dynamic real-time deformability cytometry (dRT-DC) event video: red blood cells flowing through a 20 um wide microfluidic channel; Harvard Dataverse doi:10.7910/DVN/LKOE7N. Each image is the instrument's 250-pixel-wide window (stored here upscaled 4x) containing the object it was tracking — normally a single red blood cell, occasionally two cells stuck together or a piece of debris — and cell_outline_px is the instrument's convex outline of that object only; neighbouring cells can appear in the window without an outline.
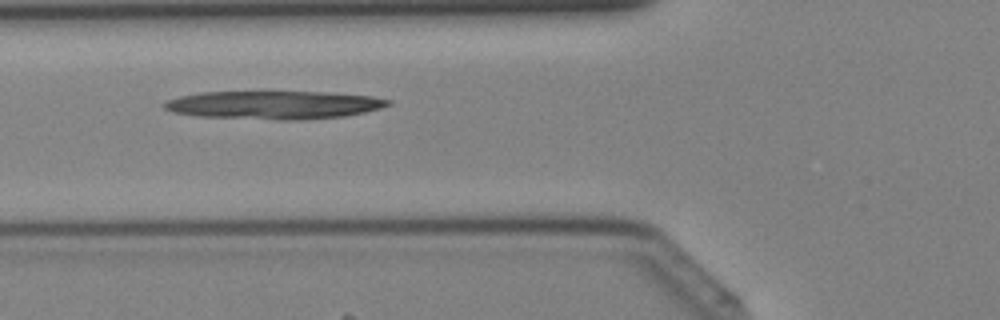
{"species": "Egyptian fruit bat (a non-hibernating species)", "species_latin": "Rousettus aegyptiacus", "temperature_condition": "cold", "stored_images_in_passage": 26, "camera_frame_rate_fps": 3000, "um_per_image_px": 0.085, "animal": {"sex": "female"}, "frame": {"image": 1, "passage_image": 3, "time_ms": 0.667, "image_size_px": [1000, 320], "cell_outline_px": [[392, 104], [380, 108], [364, 112], [344, 116], [300, 120], [276, 120], [200, 116], [172, 112], [164, 108], [160, 104], [168, 100], [180, 96], [200, 92], [328, 92], [372, 96], [392, 100]], "centroid_in_image_um": [23.29, 8.92], "position_along_channel_um": 102.5, "area_um2": 36.88}}
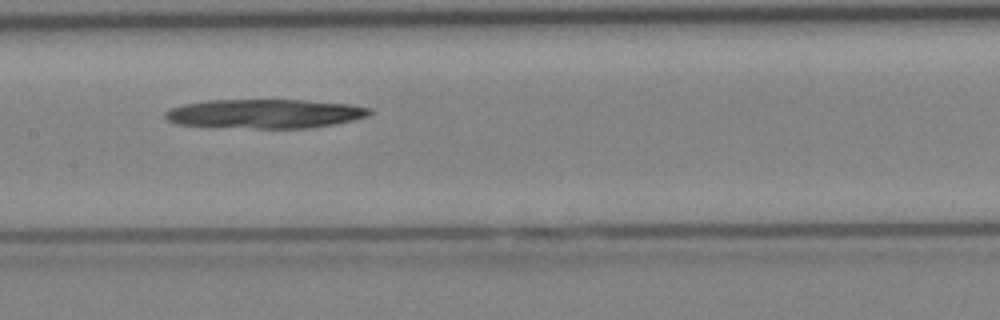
{"frame": {"image": 2, "passage_image": 8, "time_ms": 2.333, "image_size_px": [1000, 320], "cell_outline_px": [[372, 112], [368, 116], [352, 120], [332, 124], [308, 128], [252, 128], [176, 124], [168, 120], [164, 116], [164, 112], [168, 108], [184, 104], [208, 100], [300, 100], [348, 104], [372, 108]], "centroid_in_image_um": [22.49, 9.66], "position_along_channel_um": 184.9, "area_um2": 34.51}}
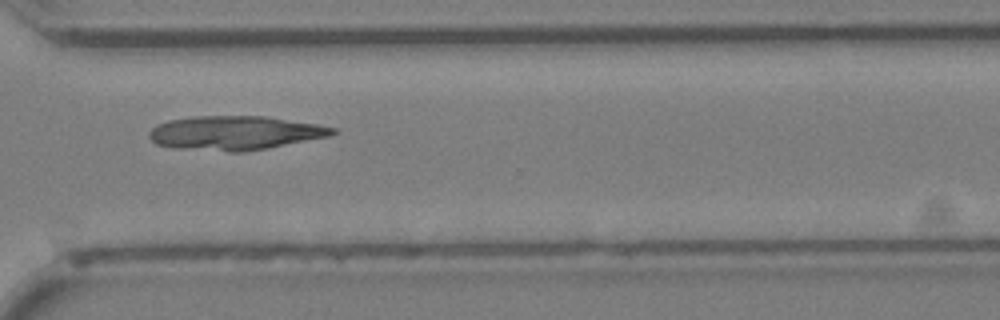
{"frame": {"image": 3, "passage_image": 18, "time_ms": 5.667, "image_size_px": [1000, 320], "cell_outline_px": [[340, 132], [332, 136], [268, 148], [244, 152], [228, 152], [172, 148], [156, 144], [148, 136], [148, 132], [156, 124], [168, 120], [192, 116], [264, 116], [316, 124], [336, 128]], "centroid_in_image_um": [19.97, 11.31], "position_along_channel_um": 350.6, "area_um2": 36.82}}